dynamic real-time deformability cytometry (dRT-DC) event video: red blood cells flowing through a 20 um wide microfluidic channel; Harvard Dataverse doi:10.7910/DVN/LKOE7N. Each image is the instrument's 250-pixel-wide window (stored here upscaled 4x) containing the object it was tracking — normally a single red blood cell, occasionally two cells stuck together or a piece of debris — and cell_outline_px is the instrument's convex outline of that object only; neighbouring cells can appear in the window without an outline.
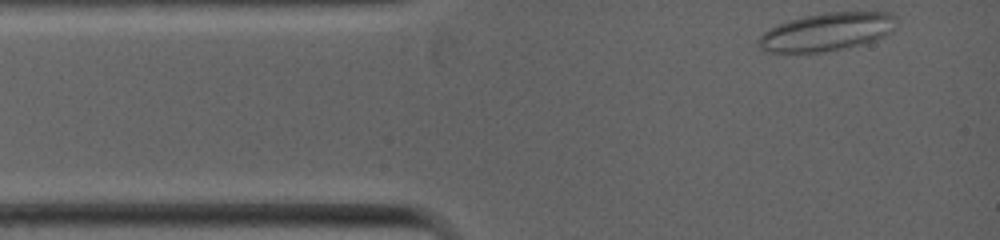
{"species": "common noctule bat (a hibernating species)", "species_latin": "Nyctalus noctula", "temperature_condition": "warm", "stored_images_in_passage": 45, "camera_frame_rate_fps": 5000, "um_per_image_px": 0.085, "animal": {"sex": "female", "body_mass_g": 19.0, "forearm_length_mm": 53.3}, "frame": {"image": 1, "passage_image": 1, "time_ms": 0.0, "image_size_px": [1000, 240], "cell_outline_px": [[892, 16], [884, 36], [876, 40], [848, 48], [824, 52], [796, 56], [772, 52], [764, 48], [760, 44], [760, 36], [764, 32], [780, 24], [792, 20], [808, 16], [832, 12], [888, 12]], "centroid_in_image_um": [70.17, 2.77], "position_along_channel_um": 14.8, "area_um2": 29.88}}
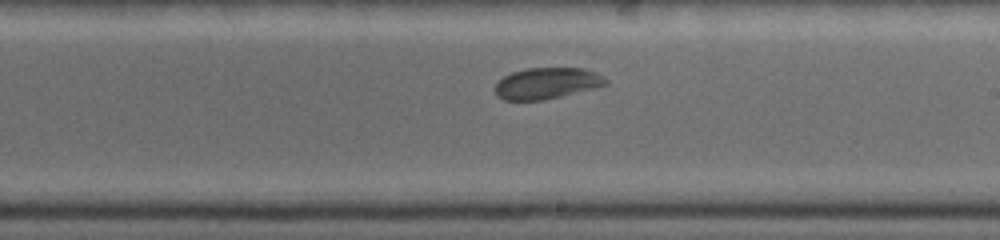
{"frame": {"image": 2, "passage_image": 28, "time_ms": 5.4, "image_size_px": [1000, 240], "cell_outline_px": [[608, 84], [544, 100], [504, 100], [496, 96], [496, 84], [504, 76], [512, 72], [528, 68], [580, 68], [596, 72], [608, 80]], "centroid_in_image_um": [46.46, 7.08], "position_along_channel_um": 242.5, "area_um2": 19.88}}
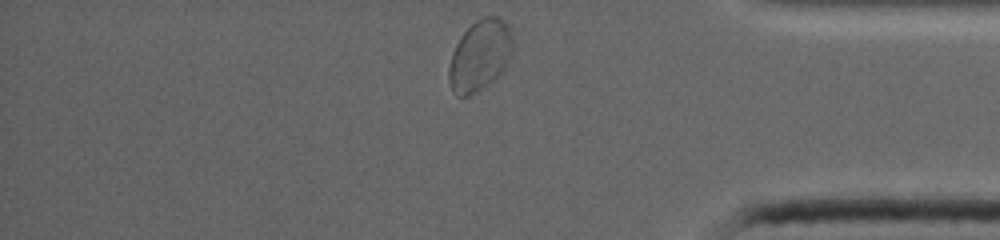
{"frame": {"image": 3, "passage_image": 45, "time_ms": 8.8, "image_size_px": [1000, 240], "cell_outline_px": [[512, 56], [504, 72], [500, 76], [488, 84], [468, 96], [456, 96], [452, 92], [448, 80], [448, 68], [452, 52], [460, 36], [480, 16], [496, 16], [504, 20], [508, 24], [512, 36]], "centroid_in_image_um": [40.8, 4.72], "position_along_channel_um": 394.4, "area_um2": 26.88}}